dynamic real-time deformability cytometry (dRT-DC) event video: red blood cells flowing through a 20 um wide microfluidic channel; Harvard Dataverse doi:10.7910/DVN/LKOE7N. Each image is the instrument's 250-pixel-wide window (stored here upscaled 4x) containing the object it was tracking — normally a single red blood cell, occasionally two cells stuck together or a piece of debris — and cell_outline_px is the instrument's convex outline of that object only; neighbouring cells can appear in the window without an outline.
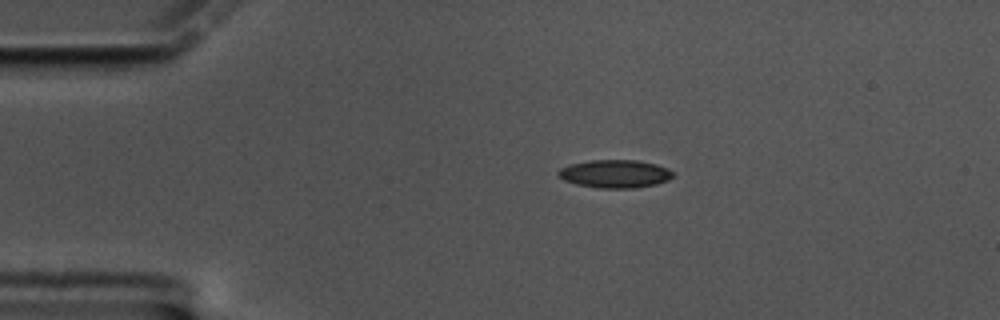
{"species": "common noctule bat (a hibernating species)", "species_latin": "Nyctalus noctula", "temperature_condition": "cold", "stored_images_in_passage": 49, "camera_frame_rate_fps": 3000, "um_per_image_px": 0.085, "animal": {"sex": "male", "body_mass_g": 17.5, "forearm_length_mm": 52.3}, "frame": {"image": 1, "passage_image": 1, "time_ms": 0.0, "image_size_px": [1000, 320], "cell_outline_px": [[676, 172], [668, 180], [656, 184], [636, 188], [600, 188], [576, 184], [564, 180], [556, 172], [560, 168], [568, 164], [592, 160], [636, 160], [656, 164], [668, 168]], "centroid_in_image_um": [52.29, 14.77], "position_along_channel_um": 32.7, "area_um2": 18.84}}
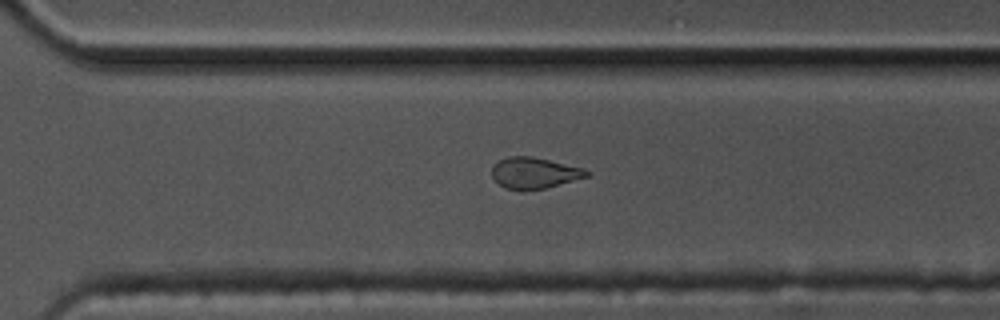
{"frame": {"image": 2, "passage_image": 31, "time_ms": 10.0, "image_size_px": [1000, 320], "cell_outline_px": [[592, 176], [544, 188], [520, 192], [504, 188], [492, 176], [492, 168], [500, 160], [508, 156], [532, 156], [584, 168], [592, 172]], "centroid_in_image_um": [45.46, 14.72], "position_along_channel_um": 325.1, "area_um2": 17.46}}
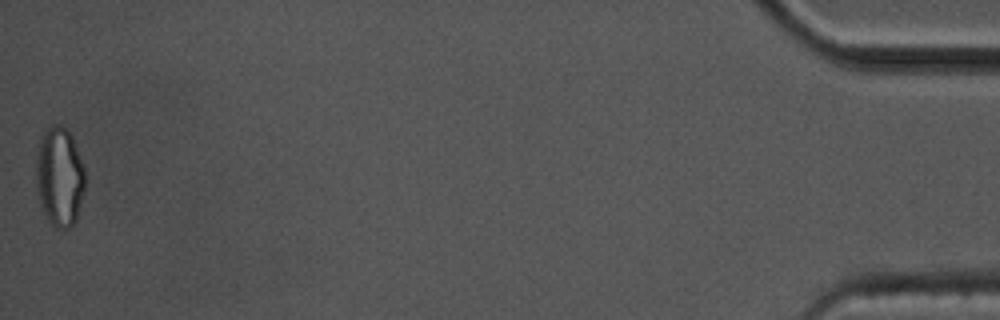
{"frame": {"image": 3, "passage_image": 49, "time_ms": 16.0, "image_size_px": [1000, 320], "cell_outline_px": [[84, 188], [76, 220], [68, 228], [56, 228], [48, 220], [40, 204], [36, 188], [36, 156], [40, 136], [52, 124], [60, 124], [72, 136], [84, 168]], "centroid_in_image_um": [5.03, 15.01], "position_along_channel_um": 430.2, "area_um2": 28.26}, "authors_computed_cell_mechanics": {"area_um2": 18.4382, "velocity_mm_per_s": 3.351, "shape_relaxation_time_tau1_ms": null, "shape_relaxation_time_tau2_ms": 3.2721, "deformation_change_tau1": null, "deformation_change_tau2": 0.096}}